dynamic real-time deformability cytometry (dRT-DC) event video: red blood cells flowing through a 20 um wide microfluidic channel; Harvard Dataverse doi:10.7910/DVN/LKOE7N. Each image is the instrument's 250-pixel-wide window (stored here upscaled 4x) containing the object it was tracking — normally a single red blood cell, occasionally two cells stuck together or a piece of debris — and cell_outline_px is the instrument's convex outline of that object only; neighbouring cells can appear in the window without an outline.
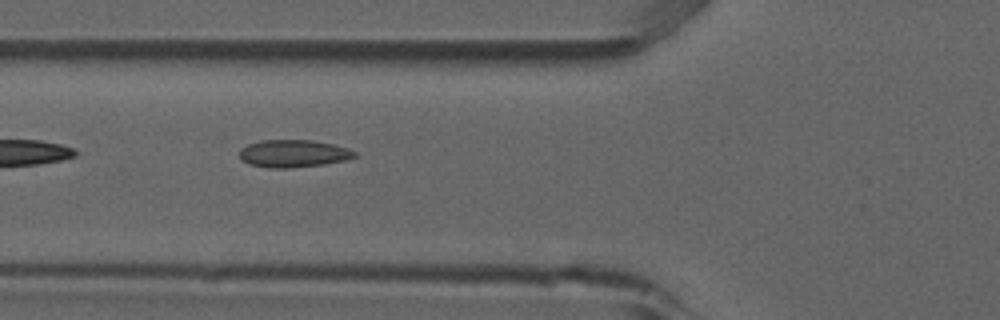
{"species": "common noctule bat (a hibernating species)", "species_latin": "Nyctalus noctula", "temperature_condition": "room temperature", "stored_images_in_passage": 5, "camera_frame_rate_fps": 3000, "um_per_image_px": 0.085, "animal": {"sex": "male", "forearm_length_mm": 52.5}, "frame": {"image": 1, "passage_image": 4, "time_ms": 1.0, "image_size_px": [1000, 320], "cell_outline_px": [[356, 156], [344, 160], [324, 164], [292, 168], [268, 168], [248, 164], [240, 160], [240, 148], [248, 144], [260, 140], [312, 140], [332, 144], [348, 148], [356, 152]], "centroid_in_image_um": [24.89, 13.05], "position_along_channel_um": 100.9, "area_um2": 18.55}}
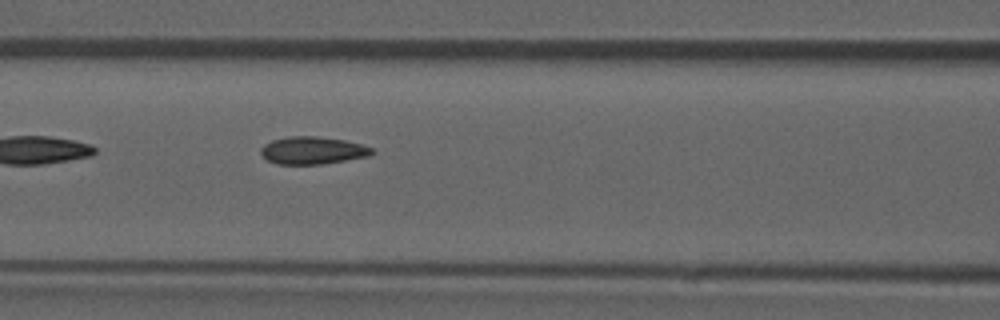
{"frame": {"image": 2, "passage_image": 5, "time_ms": 1.333, "image_size_px": [1000, 320], "cell_outline_px": [[376, 152], [368, 156], [320, 164], [276, 164], [268, 160], [260, 152], [260, 148], [264, 144], [272, 140], [288, 136], [316, 136], [344, 140], [360, 144], [372, 148]], "centroid_in_image_um": [26.55, 12.78], "position_along_channel_um": 140.1, "area_um2": 17.69}}